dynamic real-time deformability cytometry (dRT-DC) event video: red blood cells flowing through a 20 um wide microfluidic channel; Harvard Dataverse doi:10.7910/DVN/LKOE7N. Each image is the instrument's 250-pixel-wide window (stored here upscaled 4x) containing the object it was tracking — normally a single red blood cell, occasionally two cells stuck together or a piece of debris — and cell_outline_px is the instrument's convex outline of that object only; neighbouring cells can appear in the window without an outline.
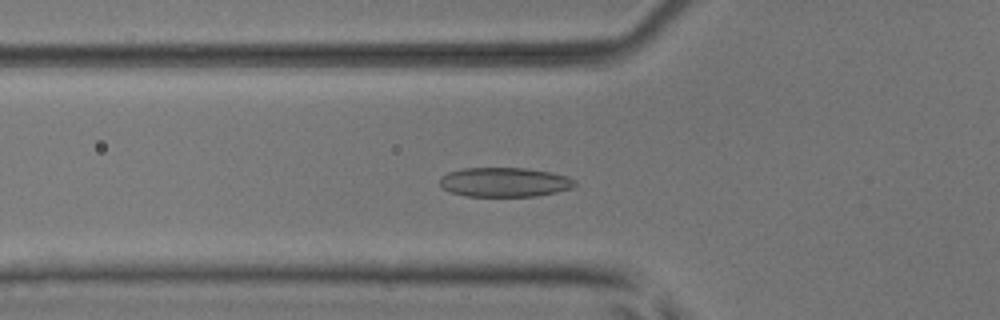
{"species": "common noctule bat (a hibernating species)", "species_latin": "Nyctalus noctula", "temperature_condition": "room temperature", "stored_images_in_passage": 52, "camera_frame_rate_fps": 3000, "um_per_image_px": 0.085, "animal": {"sex": "male", "body_mass_g": 17.9, "forearm_length_mm": 54.2}, "frame": {"image": 1, "passage_image": 18, "time_ms": 5.667, "image_size_px": [1000, 320], "cell_outline_px": [[576, 184], [572, 188], [556, 192], [536, 196], [464, 196], [452, 192], [444, 188], [440, 184], [440, 176], [448, 172], [464, 168], [524, 168], [552, 172], [568, 176], [576, 180]], "centroid_in_image_um": [42.91, 15.48], "position_along_channel_um": 82.9, "area_um2": 23.18}}
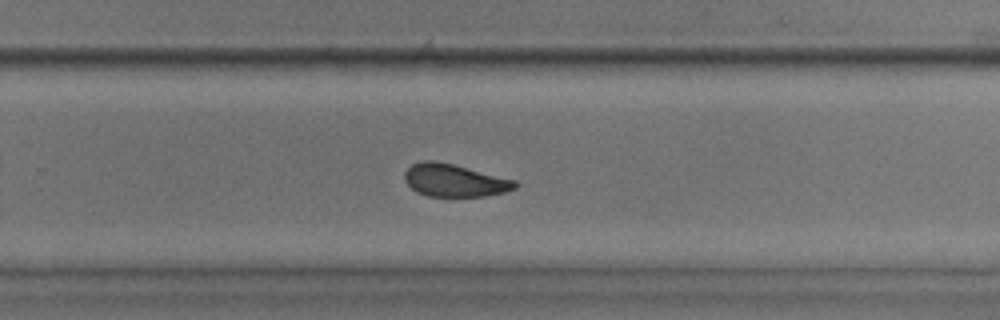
{"frame": {"image": 2, "passage_image": 34, "time_ms": 11.0, "image_size_px": [1000, 320], "cell_outline_px": [[520, 184], [516, 188], [504, 192], [484, 196], [428, 196], [416, 192], [404, 180], [404, 172], [412, 164], [424, 160], [436, 160], [516, 180]], "centroid_in_image_um": [38.63, 15.33], "position_along_channel_um": 291.2, "area_um2": 20.98}}
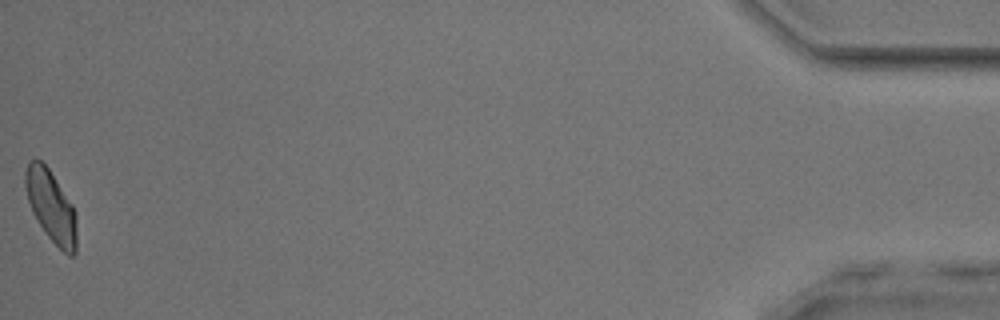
{"frame": {"image": 3, "passage_image": 52, "time_ms": 17.0, "image_size_px": [1000, 320], "cell_outline_px": [[76, 252], [72, 256], [68, 256], [48, 236], [32, 212], [28, 200], [24, 184], [24, 172], [28, 160], [40, 160], [48, 168], [72, 204], [76, 212]], "centroid_in_image_um": [4.33, 17.52], "position_along_channel_um": 430.9, "area_um2": 21.27}, "authors_computed_cell_mechanics": {"area_um2": 22.0218, "velocity_mm_per_s": 3.9132, "shape_relaxation_time_tau1_ms": 4.4804, "shape_relaxation_time_tau2_ms": 1.6307, "deformation_change_tau1": 0.1316, "deformation_change_tau2": 0.0658}}